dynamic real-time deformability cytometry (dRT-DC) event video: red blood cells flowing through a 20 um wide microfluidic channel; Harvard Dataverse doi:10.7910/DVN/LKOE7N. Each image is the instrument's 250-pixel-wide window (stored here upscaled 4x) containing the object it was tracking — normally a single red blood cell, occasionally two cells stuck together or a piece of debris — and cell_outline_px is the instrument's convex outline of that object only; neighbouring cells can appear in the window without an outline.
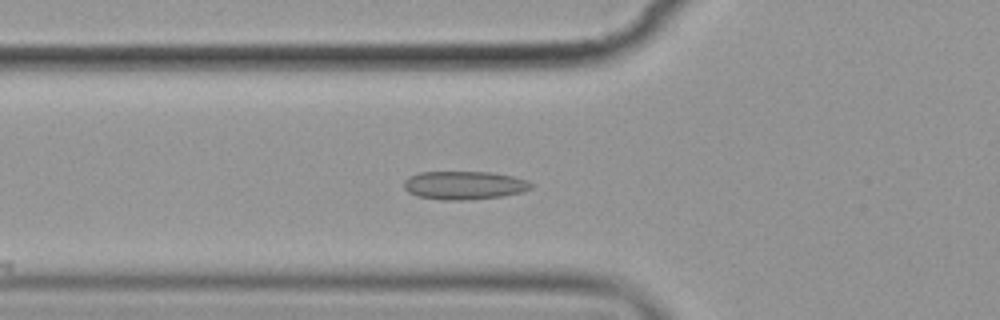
{"species": "common noctule bat (a hibernating species)", "species_latin": "Nyctalus noctula", "temperature_condition": "cold", "stored_images_in_passage": 5, "camera_frame_rate_fps": 3000, "um_per_image_px": 0.085, "animal": {"sex": "female", "body_mass_g": 19.9}, "frame": {"image": 1, "passage_image": 5, "time_ms": 5.0, "image_size_px": [1000, 320], "cell_outline_px": [[532, 188], [520, 192], [500, 196], [464, 200], [440, 200], [416, 196], [408, 192], [404, 188], [404, 180], [408, 176], [420, 172], [492, 172], [512, 176], [528, 180], [532, 184]], "centroid_in_image_um": [39.41, 15.74], "position_along_channel_um": 86.4, "area_um2": 21.04}}